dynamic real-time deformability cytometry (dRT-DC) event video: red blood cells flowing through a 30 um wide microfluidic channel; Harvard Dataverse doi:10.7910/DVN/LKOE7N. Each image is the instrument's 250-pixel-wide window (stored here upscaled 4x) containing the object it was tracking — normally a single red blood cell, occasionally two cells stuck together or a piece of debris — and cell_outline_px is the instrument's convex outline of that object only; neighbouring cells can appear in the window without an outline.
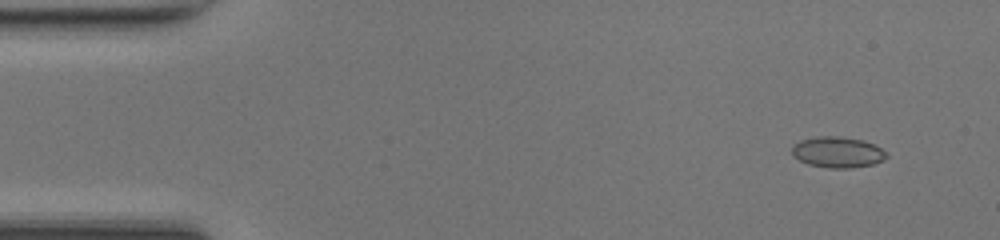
{"species": "common noctule bat (a hibernating species)", "species_latin": "Nyctalus noctula", "temperature_condition": "room temperature", "stored_images_in_passage": 49, "camera_frame_rate_fps": 3000, "um_per_image_px": 0.085, "animal": {"sex": "female", "body_mass_g": 17.0, "forearm_length_mm": 48.0}, "frame": {"image": 1, "passage_image": 4, "time_ms": 1.0, "image_size_px": [1000, 240], "cell_outline_px": [[888, 156], [884, 160], [872, 164], [848, 168], [828, 168], [808, 164], [792, 156], [792, 148], [800, 140], [820, 136], [840, 136], [860, 140], [872, 144], [880, 148]], "centroid_in_image_um": [71.17, 12.94], "position_along_channel_um": 13.8, "area_um2": 16.76}}
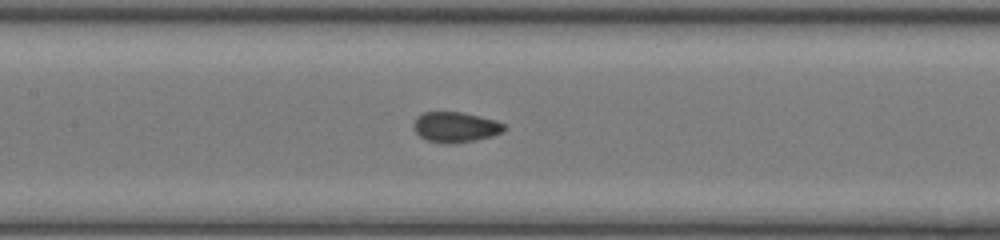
{"frame": {"image": 2, "passage_image": 23, "time_ms": 7.333, "image_size_px": [1000, 240], "cell_outline_px": [[508, 128], [492, 136], [476, 140], [448, 144], [428, 140], [420, 136], [416, 132], [412, 124], [416, 116], [424, 112], [460, 112], [480, 116], [496, 120], [504, 124]], "centroid_in_image_um": [38.71, 10.79], "position_along_channel_um": 168.7, "area_um2": 16.01}}
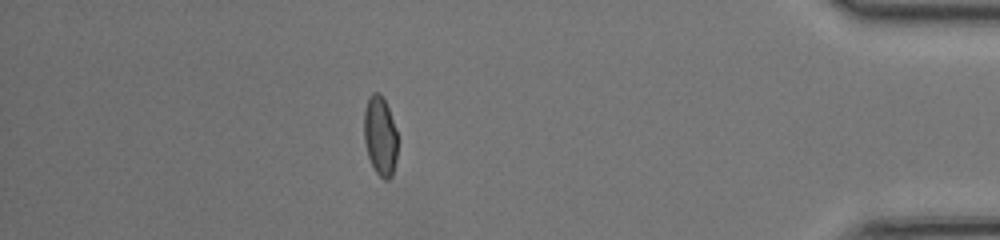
{"frame": {"image": 3, "passage_image": 43, "time_ms": 14.0, "image_size_px": [1000, 240], "cell_outline_px": [[396, 160], [392, 176], [388, 180], [384, 180], [376, 172], [368, 156], [364, 140], [364, 108], [368, 96], [372, 92], [380, 92], [388, 108], [396, 132]], "centroid_in_image_um": [32.29, 11.53], "position_along_channel_um": 402.9, "area_um2": 15.43}, "authors_computed_cell_mechanics": {"area_um2": 16.184, "velocity_mm_per_s": 4.2425, "shape_relaxation_time_tau1_ms": 4.4618, "shape_relaxation_time_tau2_ms": 0.8347, "deformation_change_tau1": 0.1146, "deformation_change_tau2": 0.0358}}